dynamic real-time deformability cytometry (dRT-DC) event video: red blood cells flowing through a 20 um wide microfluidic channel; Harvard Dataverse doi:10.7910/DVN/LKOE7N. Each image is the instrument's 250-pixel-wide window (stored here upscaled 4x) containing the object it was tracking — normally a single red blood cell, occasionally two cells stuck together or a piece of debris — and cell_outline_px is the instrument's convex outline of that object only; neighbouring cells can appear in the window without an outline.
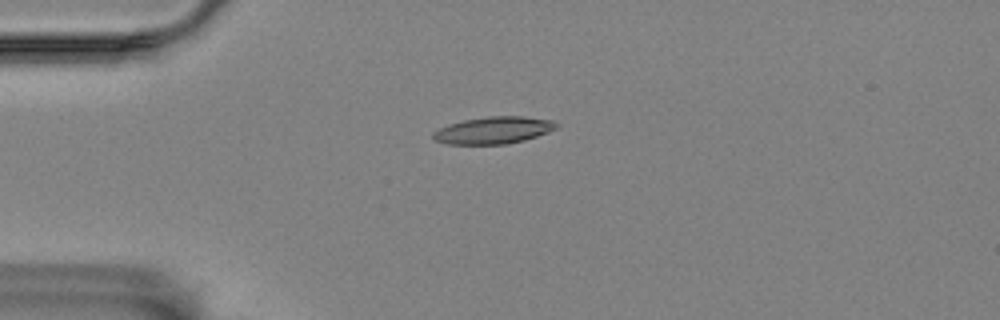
{"species": "Egyptian fruit bat (a non-hibernating species)", "species_latin": "Rousettus aegyptiacus", "temperature_condition": "room temperature", "stored_images_in_passage": 4, "camera_frame_rate_fps": 3000, "um_per_image_px": 0.085, "animal": {"sex": "female"}, "frame": {"image": 1, "passage_image": 3, "time_ms": 2.333, "image_size_px": [1000, 320], "cell_outline_px": [[560, 124], [556, 128], [548, 132], [524, 140], [504, 144], [448, 144], [436, 140], [432, 136], [432, 132], [448, 124], [464, 120], [488, 116], [524, 116], [552, 120]], "centroid_in_image_um": [41.96, 11.06], "position_along_channel_um": 43.0, "area_um2": 19.36}}